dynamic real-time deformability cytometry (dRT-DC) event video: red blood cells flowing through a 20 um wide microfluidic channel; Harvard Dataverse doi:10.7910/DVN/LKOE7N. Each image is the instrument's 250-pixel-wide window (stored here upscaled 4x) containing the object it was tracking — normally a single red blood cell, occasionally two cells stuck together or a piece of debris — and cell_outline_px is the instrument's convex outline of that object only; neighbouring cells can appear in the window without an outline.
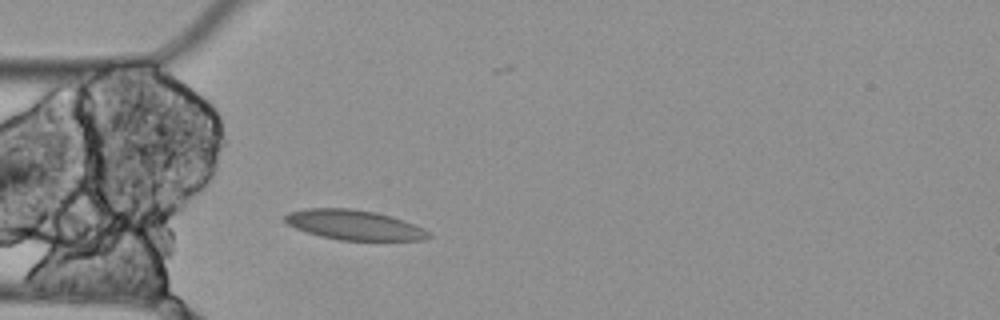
{"species": "Egyptian fruit bat (a non-hibernating species)", "species_latin": "Rousettus aegyptiacus", "temperature_condition": "cold", "stored_images_in_passage": 6, "camera_frame_rate_fps": 3000, "um_per_image_px": 0.085, "animal": {"sex": "female"}, "frame": {"image": 1, "passage_image": 6, "time_ms": 1.667, "image_size_px": [1000, 320], "cell_outline_px": [[432, 236], [424, 240], [340, 240], [320, 236], [296, 228], [288, 224], [284, 220], [284, 216], [288, 212], [304, 208], [352, 208], [376, 212], [404, 220], [432, 232]], "centroid_in_image_um": [30.12, 19.11], "position_along_channel_um": 54.9, "area_um2": 25.09}}